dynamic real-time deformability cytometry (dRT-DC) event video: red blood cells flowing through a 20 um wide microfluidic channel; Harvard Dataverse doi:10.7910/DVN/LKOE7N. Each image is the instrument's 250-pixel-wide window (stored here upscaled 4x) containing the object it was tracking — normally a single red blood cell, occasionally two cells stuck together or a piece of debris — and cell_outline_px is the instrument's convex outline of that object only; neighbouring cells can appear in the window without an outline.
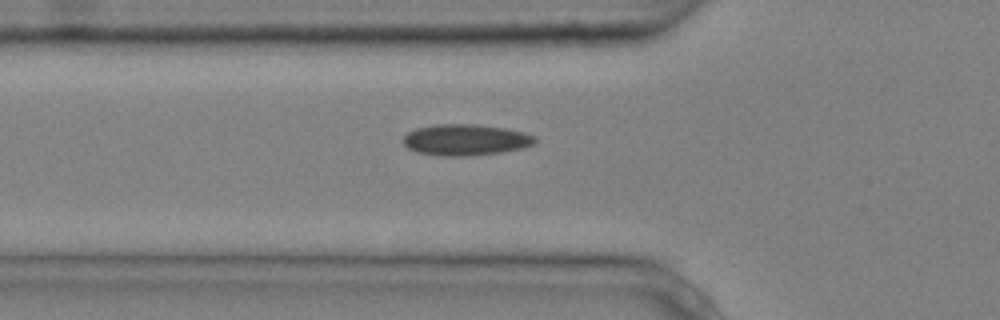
{"species": "common noctule bat (a hibernating species)", "species_latin": "Nyctalus noctula", "temperature_condition": "cold", "stored_images_in_passage": 4, "camera_frame_rate_fps": 3000, "um_per_image_px": 0.085, "animal": {"sex": "male", "body_mass_g": 20.4}, "frame": {"image": 1, "passage_image": 4, "time_ms": 1.0, "image_size_px": [1000, 320], "cell_outline_px": [[536, 144], [524, 148], [500, 152], [468, 156], [436, 156], [416, 152], [408, 148], [404, 144], [404, 136], [408, 132], [416, 128], [436, 124], [476, 124], [504, 128], [524, 132], [536, 136]], "centroid_in_image_um": [39.59, 11.89], "position_along_channel_um": 86.2, "area_um2": 24.16}}